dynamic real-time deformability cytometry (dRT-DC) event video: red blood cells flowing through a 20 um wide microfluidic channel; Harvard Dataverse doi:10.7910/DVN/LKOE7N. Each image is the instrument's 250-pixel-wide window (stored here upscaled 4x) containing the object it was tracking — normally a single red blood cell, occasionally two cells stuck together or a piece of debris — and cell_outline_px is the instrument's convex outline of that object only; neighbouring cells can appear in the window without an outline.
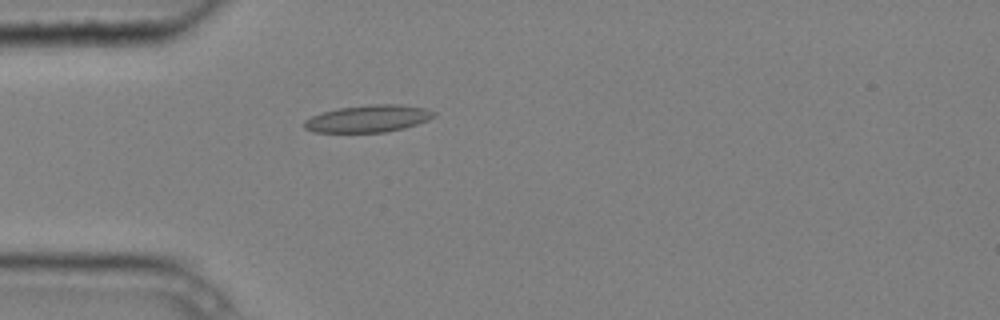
{"species": "common noctule bat (a hibernating species)", "species_latin": "Nyctalus noctula", "temperature_condition": "cold", "stored_images_in_passage": 3, "camera_frame_rate_fps": 3000, "um_per_image_px": 0.085, "animal": {"sex": "male", "body_mass_g": 20.4}, "frame": {"image": 1, "passage_image": 3, "time_ms": 0.667, "image_size_px": [1000, 320], "cell_outline_px": [[436, 116], [428, 120], [404, 128], [384, 132], [312, 132], [304, 128], [304, 120], [312, 116], [324, 112], [340, 108], [368, 104], [400, 104], [424, 108], [436, 112]], "centroid_in_image_um": [31.31, 10.08], "position_along_channel_um": 53.7, "area_um2": 20.46}}